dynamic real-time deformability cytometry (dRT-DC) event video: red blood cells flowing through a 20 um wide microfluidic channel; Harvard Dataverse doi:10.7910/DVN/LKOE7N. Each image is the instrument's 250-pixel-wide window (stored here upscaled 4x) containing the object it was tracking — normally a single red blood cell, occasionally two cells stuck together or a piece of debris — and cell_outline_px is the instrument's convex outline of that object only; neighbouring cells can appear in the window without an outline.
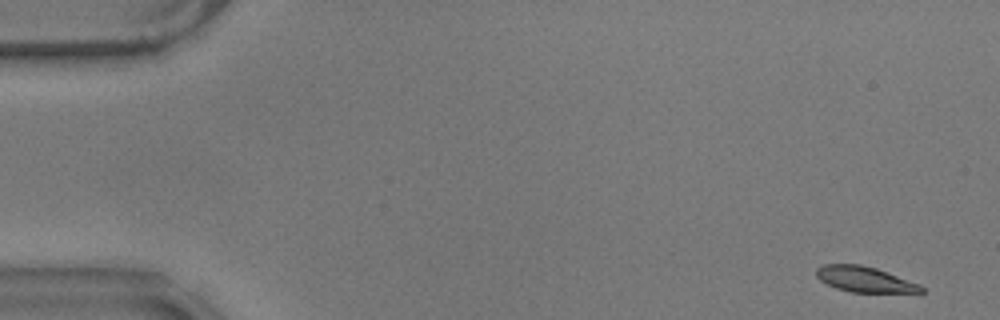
{"species": "common noctule bat (a hibernating species)", "species_latin": "Nyctalus noctula", "temperature_condition": "warm", "stored_images_in_passage": 56, "camera_frame_rate_fps": 3000, "um_per_image_px": 0.085, "animal": {"sex": "male", "body_mass_g": 17.9}, "frame": {"image": 1, "passage_image": 1, "time_ms": 0.0, "image_size_px": [1000, 320], "cell_outline_px": [[924, 292], [852, 292], [836, 288], [820, 280], [816, 276], [816, 268], [824, 264], [860, 264], [876, 268], [920, 284], [924, 288]], "centroid_in_image_um": [73.48, 23.73], "position_along_channel_um": 11.5, "area_um2": 15.49}}
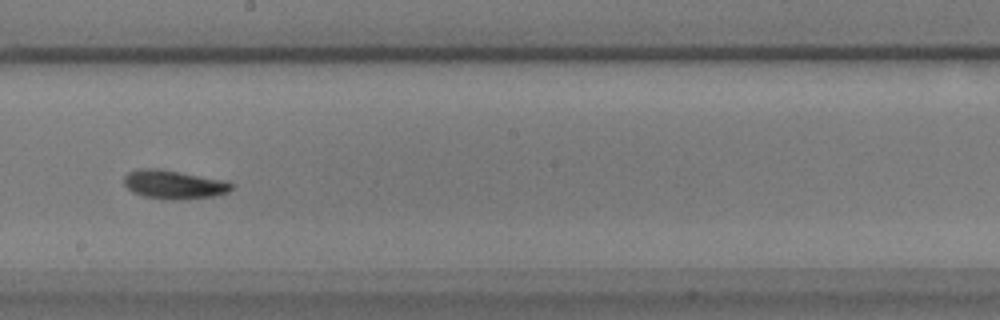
{"frame": {"image": 2, "passage_image": 31, "time_ms": 10.0, "image_size_px": [1000, 320], "cell_outline_px": [[232, 188], [228, 192], [216, 196], [184, 200], [172, 200], [144, 196], [132, 192], [124, 184], [124, 176], [128, 172], [140, 168], [156, 168], [224, 180], [232, 184]], "centroid_in_image_um": [14.77, 15.69], "position_along_channel_um": 233.4, "area_um2": 17.98}}
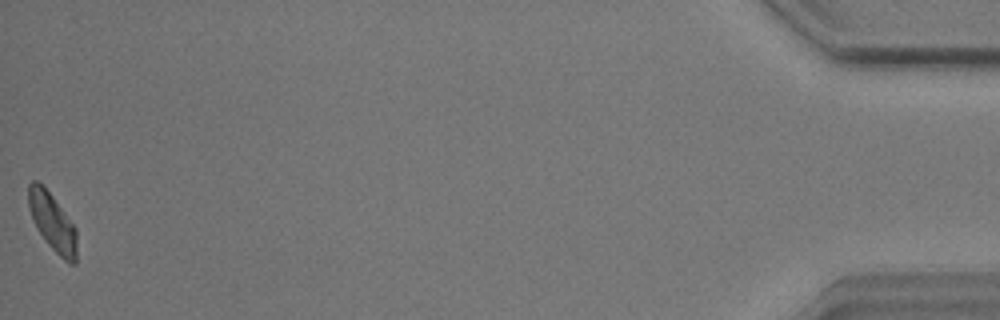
{"frame": {"image": 3, "passage_image": 56, "time_ms": 18.333, "image_size_px": [1000, 320], "cell_outline_px": [[76, 264], [68, 264], [48, 244], [36, 228], [28, 208], [28, 184], [32, 180], [36, 180], [52, 196], [76, 228]], "centroid_in_image_um": [4.44, 18.9], "position_along_channel_um": 430.8, "area_um2": 16.07}, "authors_computed_cell_mechanics": {"area_um2": 16.9643, "velocity_mm_per_s": 3.5042, "shape_relaxation_time_tau1_ms": 2.1696, "shape_relaxation_time_tau2_ms": 8.7796, "deformation_change_tau1": 0.1473, "deformation_change_tau2": 0.1738}}